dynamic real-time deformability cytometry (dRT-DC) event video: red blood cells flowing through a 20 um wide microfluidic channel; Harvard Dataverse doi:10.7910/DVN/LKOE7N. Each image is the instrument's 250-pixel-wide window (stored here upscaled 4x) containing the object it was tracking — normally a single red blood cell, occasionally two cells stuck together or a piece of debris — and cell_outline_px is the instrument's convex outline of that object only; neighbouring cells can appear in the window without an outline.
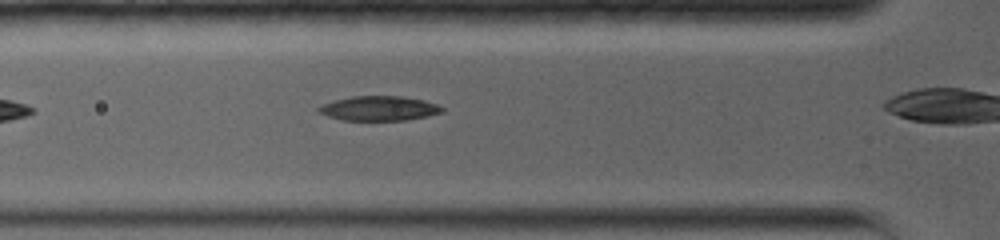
{"species": "common noctule bat (a hibernating species)", "species_latin": "Nyctalus noctula", "temperature_condition": "warm", "stored_images_in_passage": 20, "camera_frame_rate_fps": 5000, "um_per_image_px": 0.085, "animal": {"sex": "female", "body_mass_g": 19.0, "forearm_length_mm": 56.7}, "frame": {"image": 1, "passage_image": 2, "time_ms": 0.6, "image_size_px": [1000, 240], "cell_outline_px": [[444, 112], [428, 116], [408, 120], [344, 120], [328, 116], [320, 112], [316, 108], [324, 104], [336, 100], [352, 96], [400, 96], [424, 100], [436, 104], [444, 108]], "centroid_in_image_um": [32.27, 9.21], "position_along_channel_um": 93.5, "area_um2": 17.57}}
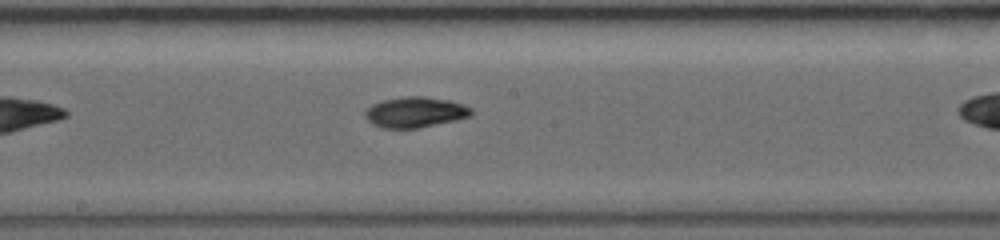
{"frame": {"image": 2, "passage_image": 9, "time_ms": 3.6, "image_size_px": [1000, 240], "cell_outline_px": [[472, 116], [456, 120], [416, 128], [380, 128], [372, 124], [364, 116], [364, 112], [372, 104], [384, 100], [404, 96], [424, 96], [448, 100], [464, 104], [472, 108]], "centroid_in_image_um": [35.29, 9.53], "position_along_channel_um": 212.9, "area_um2": 18.96}}
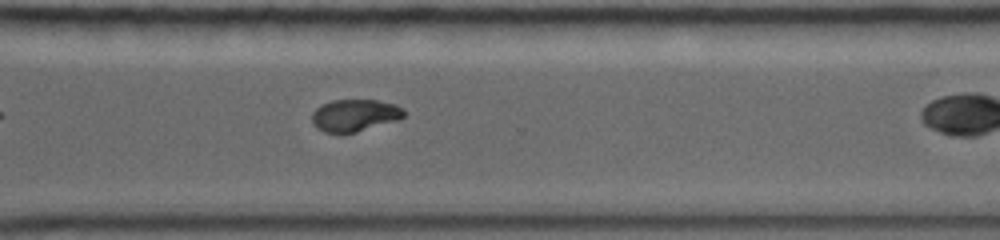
{"frame": {"image": 3, "passage_image": 17, "time_ms": 6.8, "image_size_px": [1000, 240], "cell_outline_px": [[404, 116], [400, 120], [356, 132], [324, 132], [316, 128], [312, 124], [312, 112], [316, 108], [332, 100], [376, 100], [396, 104], [404, 108]], "centroid_in_image_um": [30.18, 9.8], "position_along_channel_um": 340.4, "area_um2": 17.28}}